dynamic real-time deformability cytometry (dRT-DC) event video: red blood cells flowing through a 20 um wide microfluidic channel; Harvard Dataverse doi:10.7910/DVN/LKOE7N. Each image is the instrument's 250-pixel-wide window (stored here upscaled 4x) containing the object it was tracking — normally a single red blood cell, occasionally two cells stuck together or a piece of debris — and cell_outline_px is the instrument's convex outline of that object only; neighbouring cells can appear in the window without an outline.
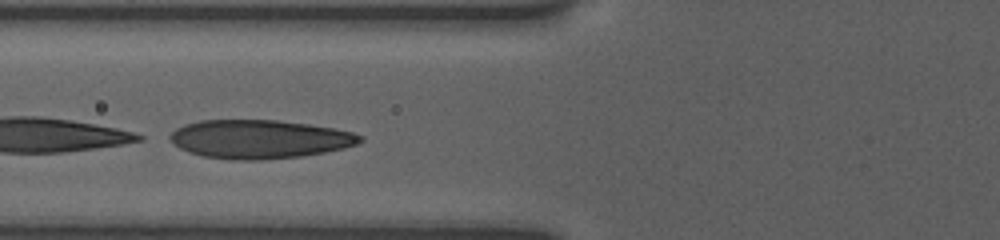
{"species": "human", "species_latin": "Homo sapiens", "temperature_condition": "room temperature", "stored_images_in_passage": 16, "camera_frame_rate_fps": 3000, "um_per_image_px": 0.085, "donor": {"sex": "female"}, "frame": {"image": 1, "passage_image": 7, "time_ms": 2.0, "image_size_px": [1000, 240], "cell_outline_px": [[364, 140], [356, 144], [344, 148], [304, 156], [260, 160], [232, 160], [200, 156], [188, 152], [172, 144], [168, 140], [168, 136], [176, 128], [184, 124], [200, 120], [276, 120], [308, 124], [332, 128], [352, 132], [364, 136]], "centroid_in_image_um": [22.01, 11.83], "position_along_channel_um": 103.8, "area_um2": 43.12}}